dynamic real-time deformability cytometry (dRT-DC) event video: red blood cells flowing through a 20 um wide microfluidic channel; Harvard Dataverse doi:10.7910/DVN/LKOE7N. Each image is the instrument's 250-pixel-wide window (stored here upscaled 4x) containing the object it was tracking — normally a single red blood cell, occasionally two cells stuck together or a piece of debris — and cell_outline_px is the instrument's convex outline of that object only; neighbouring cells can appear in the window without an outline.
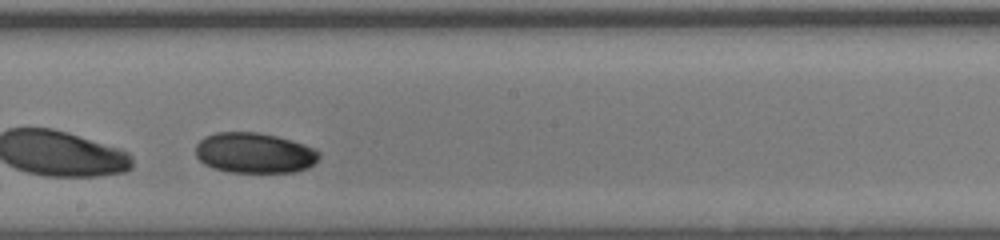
{"species": "human", "species_latin": "Homo sapiens", "temperature_condition": "room temperature", "stored_images_in_passage": 27, "segment_of_instrument_passage": [2, 2], "camera_frame_rate_fps": 3000, "um_per_image_px": 0.085, "donor": {"sex": "male"}, "frame": {"image": 1, "passage_image": 15, "time_ms": 4.667, "image_size_px": [1000, 240], "cell_outline_px": [[320, 156], [308, 168], [296, 172], [228, 172], [212, 168], [204, 164], [196, 156], [196, 144], [204, 136], [216, 132], [256, 132], [276, 136], [292, 140], [316, 148], [320, 152]], "centroid_in_image_um": [21.62, 13.0], "position_along_channel_um": 226.6, "area_um2": 29.3}}
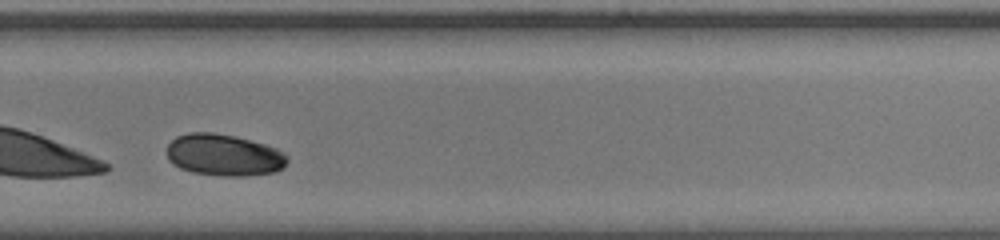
{"frame": {"image": 2, "passage_image": 21, "time_ms": 6.667, "image_size_px": [1000, 240], "cell_outline_px": [[288, 160], [284, 168], [276, 172], [248, 176], [220, 176], [192, 172], [180, 168], [172, 164], [168, 160], [168, 144], [176, 136], [188, 132], [212, 132], [236, 136], [264, 144], [276, 148], [284, 152], [288, 156]], "centroid_in_image_um": [19.05, 13.18], "position_along_channel_um": 310.7, "area_um2": 29.65}}
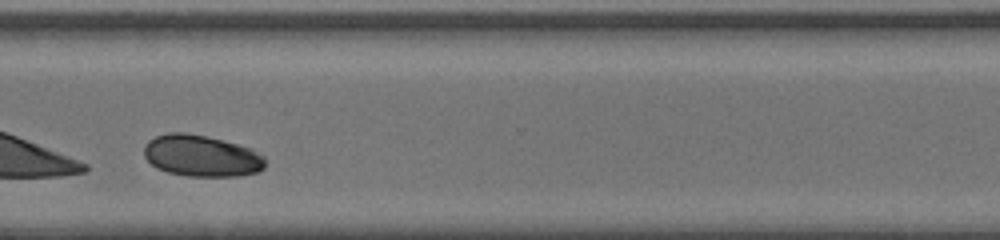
{"frame": {"image": 3, "passage_image": 24, "time_ms": 7.667, "image_size_px": [1000, 240], "cell_outline_px": [[264, 168], [256, 172], [236, 176], [188, 176], [168, 172], [156, 168], [144, 156], [144, 148], [148, 140], [156, 136], [168, 132], [184, 132], [208, 136], [252, 148], [264, 156]], "centroid_in_image_um": [17.11, 13.23], "position_along_channel_um": 353.5, "area_um2": 29.36}}